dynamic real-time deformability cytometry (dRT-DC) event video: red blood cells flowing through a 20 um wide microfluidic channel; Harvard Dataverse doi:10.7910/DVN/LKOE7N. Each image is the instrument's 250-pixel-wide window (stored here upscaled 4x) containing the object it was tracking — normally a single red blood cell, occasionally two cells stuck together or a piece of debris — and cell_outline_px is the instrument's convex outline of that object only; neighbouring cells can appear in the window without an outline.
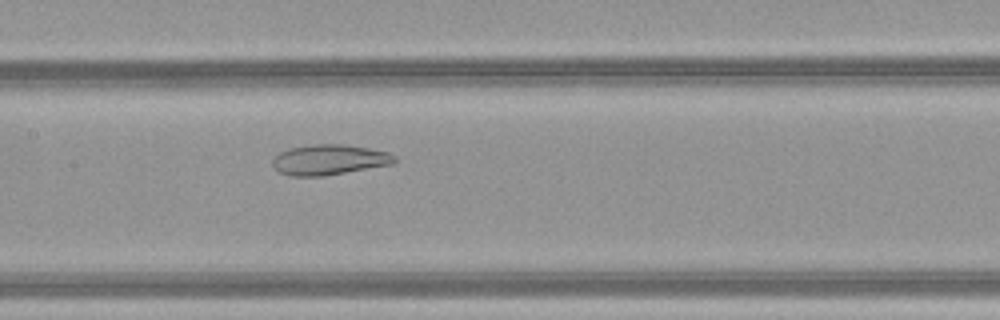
{"species": "common noctule bat (a hibernating species)", "species_latin": "Nyctalus noctula", "temperature_condition": "warm", "stored_images_in_passage": 51, "camera_frame_rate_fps": 3000, "um_per_image_px": 0.085, "animal": {"sex": "female", "body_mass_g": 21.9}, "frame": {"image": 1, "passage_image": 27, "time_ms": 8.667, "image_size_px": [1000, 320], "cell_outline_px": [[396, 160], [392, 164], [324, 176], [288, 176], [280, 172], [272, 164], [272, 160], [280, 152], [292, 148], [312, 144], [344, 144], [368, 148], [388, 152], [396, 156]], "centroid_in_image_um": [27.99, 13.58], "position_along_channel_um": 179.4, "area_um2": 21.44}}
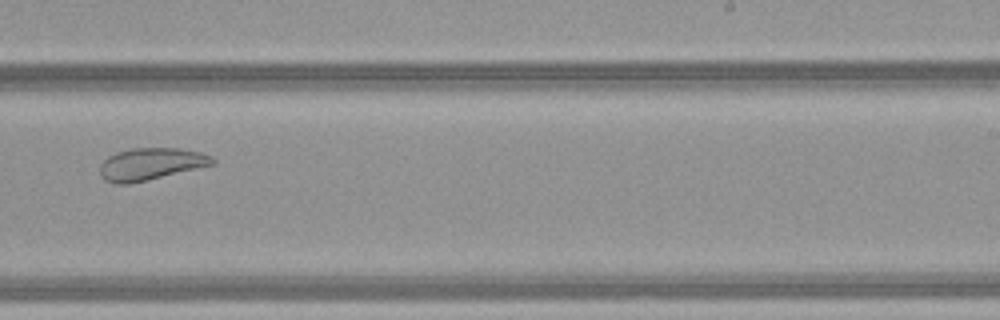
{"frame": {"image": 2, "passage_image": 34, "time_ms": 11.0, "image_size_px": [1000, 320], "cell_outline_px": [[216, 164], [148, 180], [128, 184], [116, 184], [104, 180], [100, 176], [100, 164], [108, 156], [116, 152], [132, 148], [180, 148], [200, 152], [212, 156], [216, 160]], "centroid_in_image_um": [12.82, 13.94], "position_along_channel_um": 276.2, "area_um2": 21.27}}
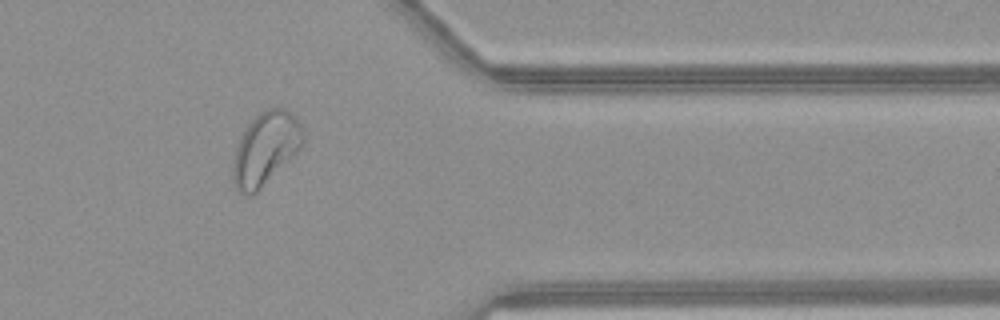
{"frame": {"image": 3, "passage_image": 43, "time_ms": 14.0, "image_size_px": [1000, 320], "cell_outline_px": [[304, 144], [256, 192], [248, 196], [240, 192], [236, 188], [232, 180], [232, 164], [236, 148], [240, 136], [248, 124], [260, 112], [268, 108], [284, 108], [292, 112], [300, 124], [304, 132]], "centroid_in_image_um": [22.55, 12.61], "position_along_channel_um": 388.8, "area_um2": 29.42}}